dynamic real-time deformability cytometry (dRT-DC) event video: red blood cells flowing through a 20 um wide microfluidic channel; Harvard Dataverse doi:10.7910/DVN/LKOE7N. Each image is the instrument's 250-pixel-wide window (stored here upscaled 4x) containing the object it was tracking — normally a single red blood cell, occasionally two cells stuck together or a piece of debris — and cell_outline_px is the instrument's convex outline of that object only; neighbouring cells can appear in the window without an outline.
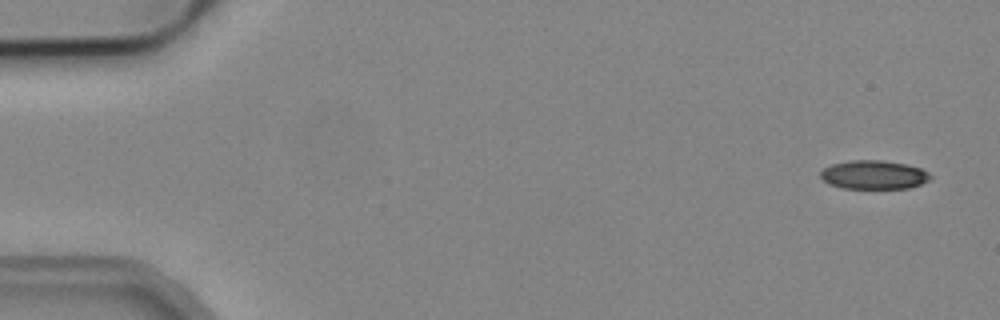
{"species": "common noctule bat (a hibernating species)", "species_latin": "Nyctalus noctula", "temperature_condition": "cold", "stored_images_in_passage": 4, "camera_frame_rate_fps": 3000, "um_per_image_px": 0.085, "animal": {"sex": "male", "body_mass_g": 19.2, "forearm_length_mm": 51.8}, "frame": {"image": 1, "passage_image": 1, "time_ms": 0.0, "image_size_px": [1000, 320], "cell_outline_px": [[932, 176], [928, 180], [920, 184], [908, 188], [844, 188], [828, 184], [820, 176], [820, 172], [824, 168], [832, 164], [852, 160], [884, 160], [908, 164], [920, 168], [928, 172]], "centroid_in_image_um": [74.27, 14.85], "position_along_channel_um": 10.7, "area_um2": 18.38}}
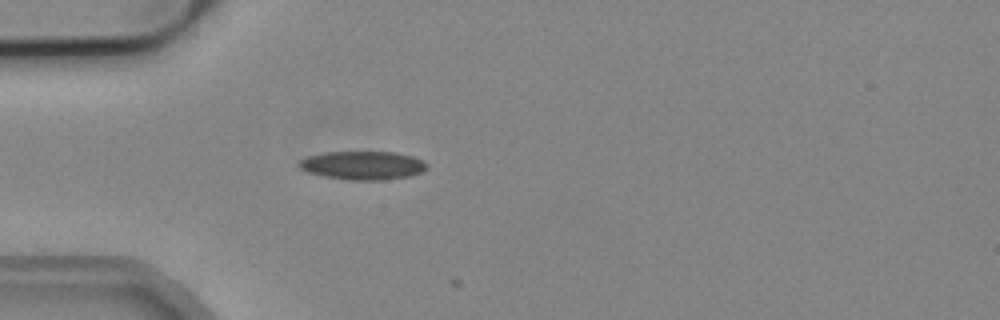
{"frame": {"image": 2, "passage_image": 4, "time_ms": 1.0, "image_size_px": [1000, 320], "cell_outline_px": [[428, 168], [420, 172], [408, 176], [384, 180], [348, 180], [324, 176], [308, 172], [300, 168], [296, 164], [300, 160], [308, 156], [324, 152], [396, 152], [412, 156], [424, 160], [428, 164]], "centroid_in_image_um": [30.84, 14.05], "position_along_channel_um": 54.2, "area_um2": 21.33}}